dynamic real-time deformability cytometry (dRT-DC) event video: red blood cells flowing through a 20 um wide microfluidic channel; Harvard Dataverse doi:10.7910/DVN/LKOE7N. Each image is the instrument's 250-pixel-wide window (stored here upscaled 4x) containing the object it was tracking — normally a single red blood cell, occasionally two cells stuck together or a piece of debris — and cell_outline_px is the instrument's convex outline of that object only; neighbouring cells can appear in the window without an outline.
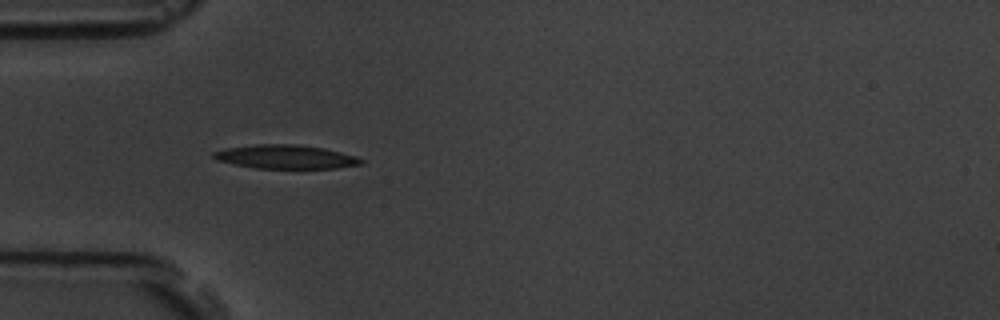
{"species": "common noctule bat (a hibernating species)", "species_latin": "Nyctalus noctula", "temperature_condition": "room temperature", "stored_images_in_passage": 33, "camera_frame_rate_fps": 3000, "um_per_image_px": 0.085, "animal": {"sex": "male", "body_mass_g": 19.5, "forearm_length_mm": 54.6}, "frame": {"image": 1, "passage_image": 1, "time_ms": 0.0, "image_size_px": [1000, 320], "cell_outline_px": [[364, 164], [336, 168], [256, 168], [216, 160], [212, 156], [212, 152], [228, 148], [256, 144], [296, 144], [324, 148], [356, 156], [364, 160]], "centroid_in_image_um": [24.31, 13.33], "position_along_channel_um": 60.7, "area_um2": 20.35}}
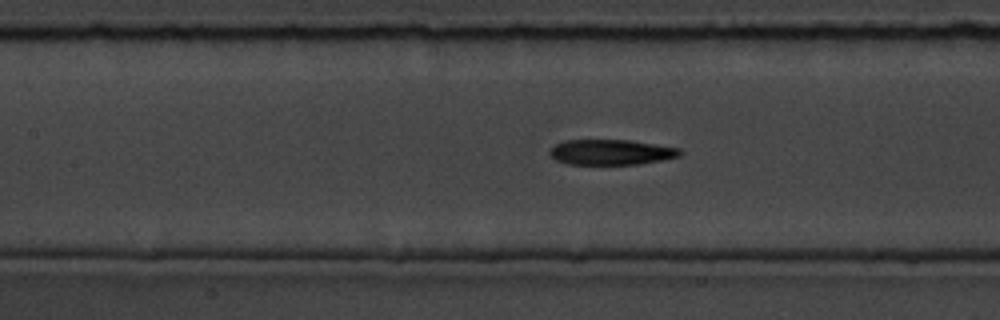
{"frame": {"image": 2, "passage_image": 9, "time_ms": 2.667, "image_size_px": [1000, 320], "cell_outline_px": [[684, 152], [680, 156], [640, 164], [568, 164], [556, 160], [548, 152], [556, 144], [564, 140], [628, 140], [680, 148]], "centroid_in_image_um": [51.96, 12.93], "position_along_channel_um": 155.4, "area_um2": 19.13}}
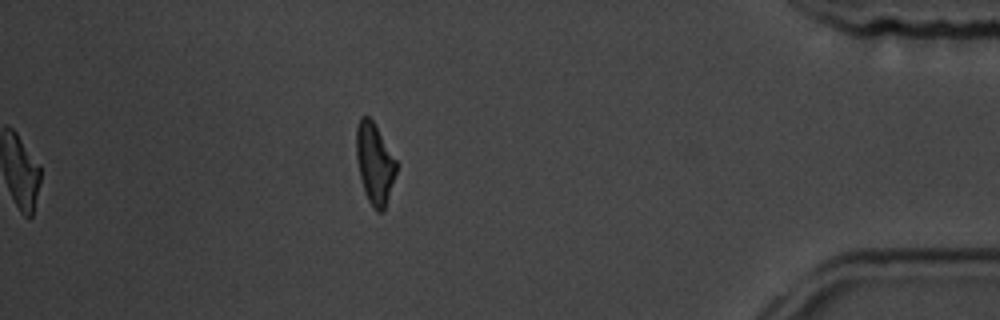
{"frame": {"image": 3, "passage_image": 33, "time_ms": 10.667, "image_size_px": [1000, 320], "cell_outline_px": [[396, 172], [384, 212], [376, 212], [368, 200], [360, 176], [356, 156], [356, 128], [360, 116], [368, 116], [372, 120], [396, 160]], "centroid_in_image_um": [31.83, 13.9], "position_along_channel_um": 403.4, "area_um2": 18.55}, "authors_computed_cell_mechanics": {"area_um2": 20.23, "velocity_mm_per_s": 3.6599, "shape_relaxation_time_tau1_ms": 4.7186, "shape_relaxation_time_tau2_ms": 1.7399, "deformation_change_tau1": 0.183, "deformation_change_tau2": 0.0975}}